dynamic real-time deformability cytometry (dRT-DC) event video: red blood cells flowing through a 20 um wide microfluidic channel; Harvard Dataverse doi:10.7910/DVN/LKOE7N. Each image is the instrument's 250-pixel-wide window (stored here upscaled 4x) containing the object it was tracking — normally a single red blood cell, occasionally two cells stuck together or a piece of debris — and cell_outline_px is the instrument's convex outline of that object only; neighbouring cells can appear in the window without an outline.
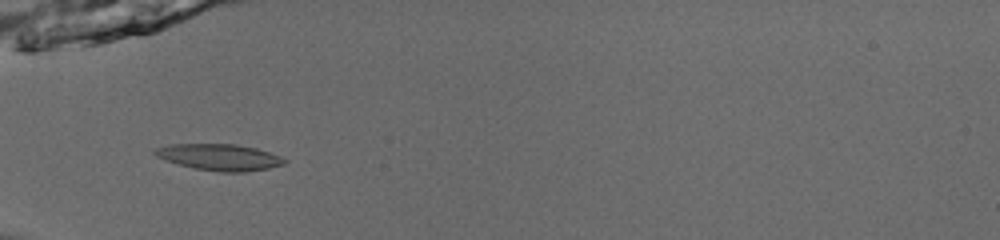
{"species": "common noctule bat (a hibernating species)", "species_latin": "Nyctalus noctula", "temperature_condition": "room temperature", "stored_images_in_passage": 53, "camera_frame_rate_fps": 3000, "um_per_image_px": 0.085, "animal": {"sex": "male", "body_mass_g": 13.0, "forearm_length_mm": 53.1}, "frame": {"image": 1, "passage_image": 20, "time_ms": 6.333, "image_size_px": [1000, 240], "cell_outline_px": [[288, 160], [284, 164], [268, 168], [244, 172], [220, 172], [192, 168], [164, 160], [156, 156], [152, 152], [156, 148], [168, 144], [236, 144], [256, 148], [280, 156]], "centroid_in_image_um": [18.62, 13.36], "position_along_channel_um": 66.4, "area_um2": 20.0}}
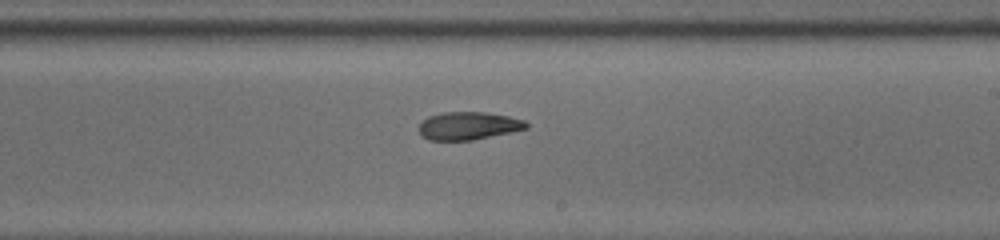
{"frame": {"image": 2, "passage_image": 34, "time_ms": 11.0, "image_size_px": [1000, 240], "cell_outline_px": [[528, 128], [472, 140], [428, 140], [420, 132], [420, 124], [428, 116], [444, 112], [484, 112], [508, 116], [524, 120], [528, 124]], "centroid_in_image_um": [39.82, 10.69], "position_along_channel_um": 249.2, "area_um2": 17.17}}
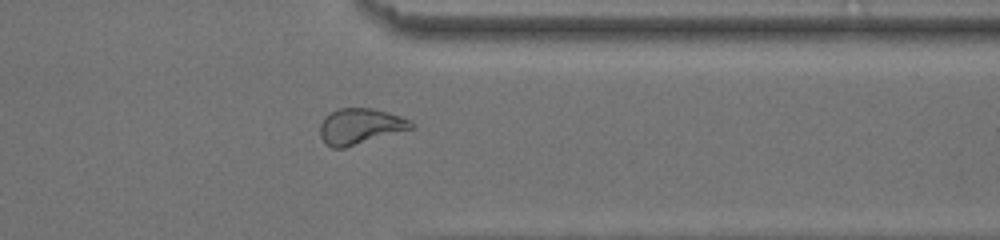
{"frame": {"image": 3, "passage_image": 44, "time_ms": 14.333, "image_size_px": [1000, 240], "cell_outline_px": [[416, 124], [412, 128], [344, 148], [332, 148], [324, 144], [320, 136], [320, 124], [324, 116], [340, 108], [372, 108], [388, 112], [400, 116]], "centroid_in_image_um": [30.57, 10.74], "position_along_channel_um": 380.8, "area_um2": 18.9}, "authors_computed_cell_mechanics": {"area_um2": 18.6694, "velocity_mm_per_s": 3.974, "shape_relaxation_time_tau1_ms": 6.5872, "shape_relaxation_time_tau2_ms": 8.5768, "deformation_change_tau1": 0.172, "deformation_change_tau2": 0.1236}}